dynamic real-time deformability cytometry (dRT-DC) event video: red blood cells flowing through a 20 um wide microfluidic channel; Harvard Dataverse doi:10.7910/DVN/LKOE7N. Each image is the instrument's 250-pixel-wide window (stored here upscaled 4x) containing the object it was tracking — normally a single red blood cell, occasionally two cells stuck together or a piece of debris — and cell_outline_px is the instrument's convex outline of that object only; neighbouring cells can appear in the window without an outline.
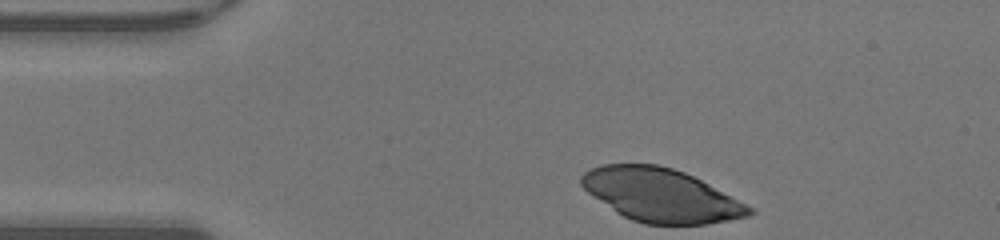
{"species": "human", "species_latin": "Homo sapiens", "temperature_condition": "warm", "stored_images_in_passage": 31, "camera_frame_rate_fps": 3000, "um_per_image_px": 0.085, "donor": {"sex": "male"}, "frame": {"image": 1, "passage_image": 1, "time_ms": 0.0, "image_size_px": [1000, 240], "cell_outline_px": [[756, 212], [748, 216], [728, 220], [704, 224], [644, 224], [632, 220], [616, 212], [588, 192], [580, 184], [580, 176], [584, 172], [600, 164], [656, 164], [672, 168], [684, 172], [756, 208]], "centroid_in_image_um": [56.19, 16.59], "position_along_channel_um": 28.8, "area_um2": 51.85}}